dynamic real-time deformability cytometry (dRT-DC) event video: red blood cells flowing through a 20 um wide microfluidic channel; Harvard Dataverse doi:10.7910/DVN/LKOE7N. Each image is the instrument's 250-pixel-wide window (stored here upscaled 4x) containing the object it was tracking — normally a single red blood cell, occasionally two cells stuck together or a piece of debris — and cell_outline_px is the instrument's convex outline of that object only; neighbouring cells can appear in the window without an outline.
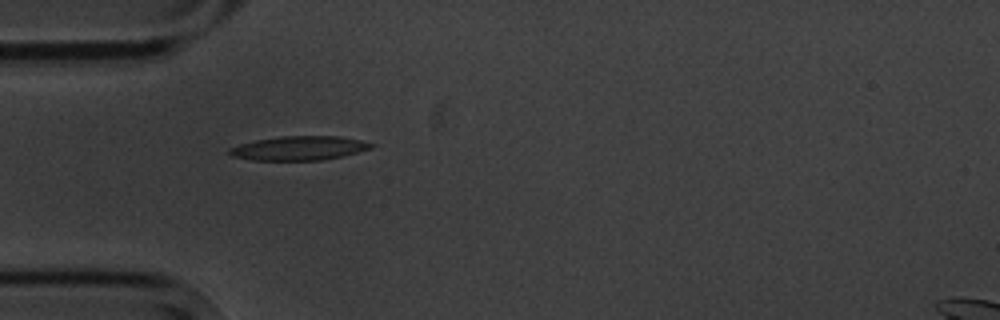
{"species": "common noctule bat (a hibernating species)", "species_latin": "Nyctalus noctula", "temperature_condition": "cold", "stored_images_in_passage": 2, "camera_frame_rate_fps": 3000, "um_per_image_px": 0.085, "animal": {"sex": "male", "body_mass_g": 20.1, "forearm_length_mm": 53.5}, "frame": {"image": 1, "passage_image": 1, "time_ms": 0.0, "image_size_px": [1000, 320], "cell_outline_px": [[376, 144], [372, 148], [344, 156], [320, 160], [252, 160], [232, 156], [228, 152], [228, 148], [240, 144], [256, 140], [280, 136], [340, 136], [360, 140]], "centroid_in_image_um": [25.43, 12.59], "position_along_channel_um": 59.6, "area_um2": 19.94}}
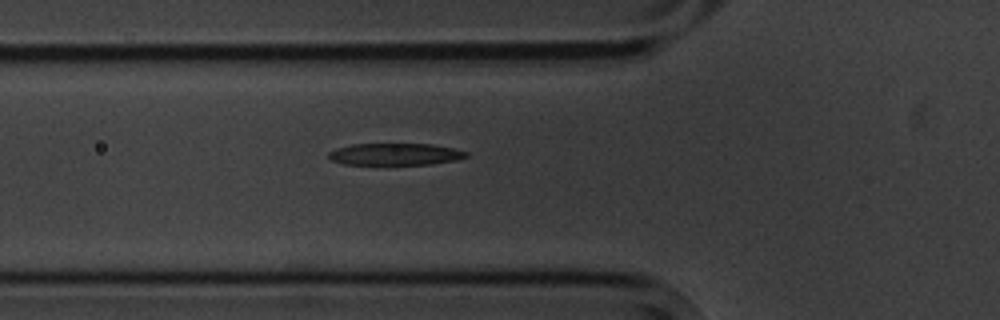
{"frame": {"image": 2, "passage_image": 2, "time_ms": 1.0, "image_size_px": [1000, 320], "cell_outline_px": [[468, 156], [456, 160], [432, 164], [344, 164], [332, 160], [328, 156], [328, 152], [336, 148], [352, 144], [432, 144], [452, 148], [468, 152]], "centroid_in_image_um": [33.59, 13.1], "position_along_channel_um": 92.2, "area_um2": 17.46}}